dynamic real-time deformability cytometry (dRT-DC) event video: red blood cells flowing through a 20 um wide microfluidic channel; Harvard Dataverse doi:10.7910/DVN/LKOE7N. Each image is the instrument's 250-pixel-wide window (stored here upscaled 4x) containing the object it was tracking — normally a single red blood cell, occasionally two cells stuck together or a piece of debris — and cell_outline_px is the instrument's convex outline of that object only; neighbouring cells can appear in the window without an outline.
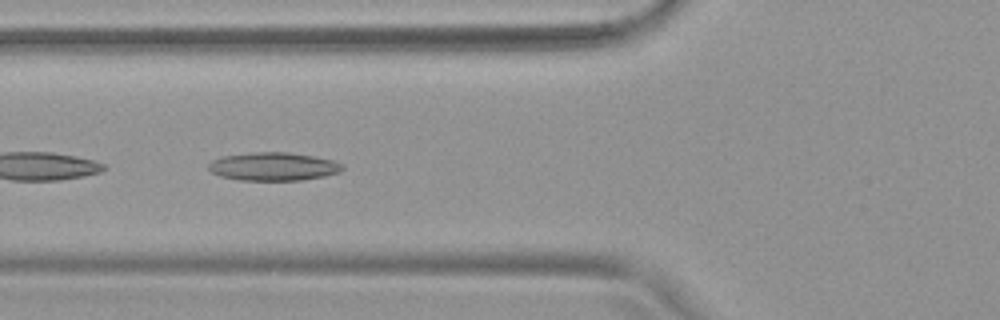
{"species": "common noctule bat (a hibernating species)", "species_latin": "Nyctalus noctula", "temperature_condition": "warm", "stored_images_in_passage": 30, "camera_frame_rate_fps": 3000, "um_per_image_px": 0.085, "animal": {"sex": "female", "body_mass_g": 19.9}, "frame": {"image": 1, "passage_image": 5, "time_ms": 1.333, "image_size_px": [1000, 320], "cell_outline_px": [[344, 168], [340, 172], [324, 176], [300, 180], [240, 180], [220, 176], [212, 172], [208, 168], [208, 164], [212, 160], [224, 156], [256, 152], [288, 152], [312, 156], [332, 160], [344, 164]], "centroid_in_image_um": [23.25, 14.15], "position_along_channel_um": 102.5, "area_um2": 21.91}}
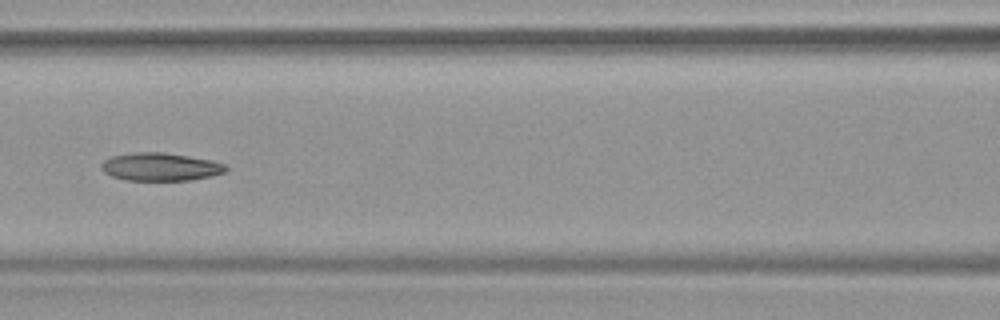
{"frame": {"image": 2, "passage_image": 9, "time_ms": 2.667, "image_size_px": [1000, 320], "cell_outline_px": [[228, 168], [224, 172], [212, 176], [192, 180], [124, 180], [112, 176], [104, 172], [100, 168], [100, 164], [104, 160], [112, 156], [136, 152], [164, 152], [212, 160], [224, 164]], "centroid_in_image_um": [13.62, 14.18], "position_along_channel_um": 153.0, "area_um2": 20.35}, "authors_computed_cell_mechanics": {"area_um2": 20.7502, "velocity_mm_per_s": 3.7602, "shape_relaxation_time_tau1_ms": null, "shape_relaxation_time_tau2_ms": 4.1713, "deformation_change_tau1": null, "deformation_change_tau2": 0.1051}}